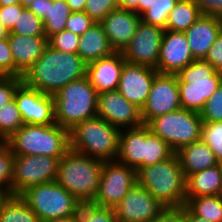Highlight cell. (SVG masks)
Returning <instances> with one entry per match:
<instances>
[{
    "label": "cell",
    "mask_w": 222,
    "mask_h": 222,
    "mask_svg": "<svg viewBox=\"0 0 222 222\" xmlns=\"http://www.w3.org/2000/svg\"><path fill=\"white\" fill-rule=\"evenodd\" d=\"M86 75L87 64L78 54L61 52L47 45L22 79L26 86L53 96L68 83Z\"/></svg>",
    "instance_id": "cell-1"
},
{
    "label": "cell",
    "mask_w": 222,
    "mask_h": 222,
    "mask_svg": "<svg viewBox=\"0 0 222 222\" xmlns=\"http://www.w3.org/2000/svg\"><path fill=\"white\" fill-rule=\"evenodd\" d=\"M137 183L166 208H181L186 203V177L176 153L162 162L139 168Z\"/></svg>",
    "instance_id": "cell-2"
},
{
    "label": "cell",
    "mask_w": 222,
    "mask_h": 222,
    "mask_svg": "<svg viewBox=\"0 0 222 222\" xmlns=\"http://www.w3.org/2000/svg\"><path fill=\"white\" fill-rule=\"evenodd\" d=\"M104 160L69 149L58 164L56 182L81 204L92 203L99 187Z\"/></svg>",
    "instance_id": "cell-3"
},
{
    "label": "cell",
    "mask_w": 222,
    "mask_h": 222,
    "mask_svg": "<svg viewBox=\"0 0 222 222\" xmlns=\"http://www.w3.org/2000/svg\"><path fill=\"white\" fill-rule=\"evenodd\" d=\"M98 92L88 76L74 80L53 95L55 122L70 131L77 124L97 116Z\"/></svg>",
    "instance_id": "cell-4"
},
{
    "label": "cell",
    "mask_w": 222,
    "mask_h": 222,
    "mask_svg": "<svg viewBox=\"0 0 222 222\" xmlns=\"http://www.w3.org/2000/svg\"><path fill=\"white\" fill-rule=\"evenodd\" d=\"M121 129L101 117L87 119L69 131L70 149L104 161H115Z\"/></svg>",
    "instance_id": "cell-5"
},
{
    "label": "cell",
    "mask_w": 222,
    "mask_h": 222,
    "mask_svg": "<svg viewBox=\"0 0 222 222\" xmlns=\"http://www.w3.org/2000/svg\"><path fill=\"white\" fill-rule=\"evenodd\" d=\"M6 143L14 155L61 158L70 149L69 131L58 124L21 126Z\"/></svg>",
    "instance_id": "cell-6"
},
{
    "label": "cell",
    "mask_w": 222,
    "mask_h": 222,
    "mask_svg": "<svg viewBox=\"0 0 222 222\" xmlns=\"http://www.w3.org/2000/svg\"><path fill=\"white\" fill-rule=\"evenodd\" d=\"M177 77L182 108L198 113L222 84V73L204 60H194Z\"/></svg>",
    "instance_id": "cell-7"
},
{
    "label": "cell",
    "mask_w": 222,
    "mask_h": 222,
    "mask_svg": "<svg viewBox=\"0 0 222 222\" xmlns=\"http://www.w3.org/2000/svg\"><path fill=\"white\" fill-rule=\"evenodd\" d=\"M41 222L78 214L81 203L56 181L32 186L20 195Z\"/></svg>",
    "instance_id": "cell-8"
},
{
    "label": "cell",
    "mask_w": 222,
    "mask_h": 222,
    "mask_svg": "<svg viewBox=\"0 0 222 222\" xmlns=\"http://www.w3.org/2000/svg\"><path fill=\"white\" fill-rule=\"evenodd\" d=\"M203 120L198 112L180 108L150 119L145 125L176 152L201 139Z\"/></svg>",
    "instance_id": "cell-9"
},
{
    "label": "cell",
    "mask_w": 222,
    "mask_h": 222,
    "mask_svg": "<svg viewBox=\"0 0 222 222\" xmlns=\"http://www.w3.org/2000/svg\"><path fill=\"white\" fill-rule=\"evenodd\" d=\"M60 159L45 155H14L12 195H21L32 186L55 181Z\"/></svg>",
    "instance_id": "cell-10"
},
{
    "label": "cell",
    "mask_w": 222,
    "mask_h": 222,
    "mask_svg": "<svg viewBox=\"0 0 222 222\" xmlns=\"http://www.w3.org/2000/svg\"><path fill=\"white\" fill-rule=\"evenodd\" d=\"M137 183V170L115 161H104L98 191L91 204L114 208Z\"/></svg>",
    "instance_id": "cell-11"
},
{
    "label": "cell",
    "mask_w": 222,
    "mask_h": 222,
    "mask_svg": "<svg viewBox=\"0 0 222 222\" xmlns=\"http://www.w3.org/2000/svg\"><path fill=\"white\" fill-rule=\"evenodd\" d=\"M180 108L182 106L177 74L158 73L152 82L147 101L141 109L143 124Z\"/></svg>",
    "instance_id": "cell-12"
},
{
    "label": "cell",
    "mask_w": 222,
    "mask_h": 222,
    "mask_svg": "<svg viewBox=\"0 0 222 222\" xmlns=\"http://www.w3.org/2000/svg\"><path fill=\"white\" fill-rule=\"evenodd\" d=\"M165 208L147 189L136 183L113 211L118 222H147Z\"/></svg>",
    "instance_id": "cell-13"
},
{
    "label": "cell",
    "mask_w": 222,
    "mask_h": 222,
    "mask_svg": "<svg viewBox=\"0 0 222 222\" xmlns=\"http://www.w3.org/2000/svg\"><path fill=\"white\" fill-rule=\"evenodd\" d=\"M164 30L141 21L130 43L121 52L124 60L156 68Z\"/></svg>",
    "instance_id": "cell-14"
},
{
    "label": "cell",
    "mask_w": 222,
    "mask_h": 222,
    "mask_svg": "<svg viewBox=\"0 0 222 222\" xmlns=\"http://www.w3.org/2000/svg\"><path fill=\"white\" fill-rule=\"evenodd\" d=\"M97 116L120 129L143 125L141 109L117 90L98 93Z\"/></svg>",
    "instance_id": "cell-15"
},
{
    "label": "cell",
    "mask_w": 222,
    "mask_h": 222,
    "mask_svg": "<svg viewBox=\"0 0 222 222\" xmlns=\"http://www.w3.org/2000/svg\"><path fill=\"white\" fill-rule=\"evenodd\" d=\"M14 98L24 124L53 125L56 123L52 95L44 94L22 83L16 90Z\"/></svg>",
    "instance_id": "cell-16"
},
{
    "label": "cell",
    "mask_w": 222,
    "mask_h": 222,
    "mask_svg": "<svg viewBox=\"0 0 222 222\" xmlns=\"http://www.w3.org/2000/svg\"><path fill=\"white\" fill-rule=\"evenodd\" d=\"M158 71L149 66L125 61L117 91L139 109L145 105L154 77Z\"/></svg>",
    "instance_id": "cell-17"
},
{
    "label": "cell",
    "mask_w": 222,
    "mask_h": 222,
    "mask_svg": "<svg viewBox=\"0 0 222 222\" xmlns=\"http://www.w3.org/2000/svg\"><path fill=\"white\" fill-rule=\"evenodd\" d=\"M194 60L184 32L164 30L155 68L158 73L178 74Z\"/></svg>",
    "instance_id": "cell-18"
},
{
    "label": "cell",
    "mask_w": 222,
    "mask_h": 222,
    "mask_svg": "<svg viewBox=\"0 0 222 222\" xmlns=\"http://www.w3.org/2000/svg\"><path fill=\"white\" fill-rule=\"evenodd\" d=\"M141 16L131 10L116 8L100 22L115 52H122L130 43L141 22Z\"/></svg>",
    "instance_id": "cell-19"
},
{
    "label": "cell",
    "mask_w": 222,
    "mask_h": 222,
    "mask_svg": "<svg viewBox=\"0 0 222 222\" xmlns=\"http://www.w3.org/2000/svg\"><path fill=\"white\" fill-rule=\"evenodd\" d=\"M14 62V76L23 77L32 65L42 56L48 45L46 36L8 35Z\"/></svg>",
    "instance_id": "cell-20"
},
{
    "label": "cell",
    "mask_w": 222,
    "mask_h": 222,
    "mask_svg": "<svg viewBox=\"0 0 222 222\" xmlns=\"http://www.w3.org/2000/svg\"><path fill=\"white\" fill-rule=\"evenodd\" d=\"M124 62L122 53L114 52L87 64V76L98 93L117 90Z\"/></svg>",
    "instance_id": "cell-21"
},
{
    "label": "cell",
    "mask_w": 222,
    "mask_h": 222,
    "mask_svg": "<svg viewBox=\"0 0 222 222\" xmlns=\"http://www.w3.org/2000/svg\"><path fill=\"white\" fill-rule=\"evenodd\" d=\"M221 28V18L201 15L192 26L184 31L191 53L196 60L205 58Z\"/></svg>",
    "instance_id": "cell-22"
},
{
    "label": "cell",
    "mask_w": 222,
    "mask_h": 222,
    "mask_svg": "<svg viewBox=\"0 0 222 222\" xmlns=\"http://www.w3.org/2000/svg\"><path fill=\"white\" fill-rule=\"evenodd\" d=\"M145 157V124L135 128L121 129L119 152L116 161L136 170L143 167Z\"/></svg>",
    "instance_id": "cell-23"
},
{
    "label": "cell",
    "mask_w": 222,
    "mask_h": 222,
    "mask_svg": "<svg viewBox=\"0 0 222 222\" xmlns=\"http://www.w3.org/2000/svg\"><path fill=\"white\" fill-rule=\"evenodd\" d=\"M175 153L186 179L193 173L219 164L214 152L202 139L181 147Z\"/></svg>",
    "instance_id": "cell-24"
},
{
    "label": "cell",
    "mask_w": 222,
    "mask_h": 222,
    "mask_svg": "<svg viewBox=\"0 0 222 222\" xmlns=\"http://www.w3.org/2000/svg\"><path fill=\"white\" fill-rule=\"evenodd\" d=\"M222 195V163L191 174L186 179V197Z\"/></svg>",
    "instance_id": "cell-25"
},
{
    "label": "cell",
    "mask_w": 222,
    "mask_h": 222,
    "mask_svg": "<svg viewBox=\"0 0 222 222\" xmlns=\"http://www.w3.org/2000/svg\"><path fill=\"white\" fill-rule=\"evenodd\" d=\"M114 52L100 23H95L80 36L78 55L86 64L107 57Z\"/></svg>",
    "instance_id": "cell-26"
},
{
    "label": "cell",
    "mask_w": 222,
    "mask_h": 222,
    "mask_svg": "<svg viewBox=\"0 0 222 222\" xmlns=\"http://www.w3.org/2000/svg\"><path fill=\"white\" fill-rule=\"evenodd\" d=\"M201 15L198 6L193 0H178L169 13L165 30L184 32Z\"/></svg>",
    "instance_id": "cell-27"
},
{
    "label": "cell",
    "mask_w": 222,
    "mask_h": 222,
    "mask_svg": "<svg viewBox=\"0 0 222 222\" xmlns=\"http://www.w3.org/2000/svg\"><path fill=\"white\" fill-rule=\"evenodd\" d=\"M185 206L194 215L211 222H222V195L186 197Z\"/></svg>",
    "instance_id": "cell-28"
},
{
    "label": "cell",
    "mask_w": 222,
    "mask_h": 222,
    "mask_svg": "<svg viewBox=\"0 0 222 222\" xmlns=\"http://www.w3.org/2000/svg\"><path fill=\"white\" fill-rule=\"evenodd\" d=\"M0 222H41L20 195H11L3 205Z\"/></svg>",
    "instance_id": "cell-29"
},
{
    "label": "cell",
    "mask_w": 222,
    "mask_h": 222,
    "mask_svg": "<svg viewBox=\"0 0 222 222\" xmlns=\"http://www.w3.org/2000/svg\"><path fill=\"white\" fill-rule=\"evenodd\" d=\"M71 13L72 11L65 0H48L47 13L43 19L44 33L47 39L65 29Z\"/></svg>",
    "instance_id": "cell-30"
},
{
    "label": "cell",
    "mask_w": 222,
    "mask_h": 222,
    "mask_svg": "<svg viewBox=\"0 0 222 222\" xmlns=\"http://www.w3.org/2000/svg\"><path fill=\"white\" fill-rule=\"evenodd\" d=\"M175 152L159 136L152 134L145 125V157L143 167L162 162L170 158Z\"/></svg>",
    "instance_id": "cell-31"
},
{
    "label": "cell",
    "mask_w": 222,
    "mask_h": 222,
    "mask_svg": "<svg viewBox=\"0 0 222 222\" xmlns=\"http://www.w3.org/2000/svg\"><path fill=\"white\" fill-rule=\"evenodd\" d=\"M23 125L15 98L0 108V135L5 141Z\"/></svg>",
    "instance_id": "cell-32"
},
{
    "label": "cell",
    "mask_w": 222,
    "mask_h": 222,
    "mask_svg": "<svg viewBox=\"0 0 222 222\" xmlns=\"http://www.w3.org/2000/svg\"><path fill=\"white\" fill-rule=\"evenodd\" d=\"M10 34L22 36H45L43 20L28 9L18 12V19Z\"/></svg>",
    "instance_id": "cell-33"
},
{
    "label": "cell",
    "mask_w": 222,
    "mask_h": 222,
    "mask_svg": "<svg viewBox=\"0 0 222 222\" xmlns=\"http://www.w3.org/2000/svg\"><path fill=\"white\" fill-rule=\"evenodd\" d=\"M178 0H154L151 7L142 15L141 20L152 26L166 28L169 13Z\"/></svg>",
    "instance_id": "cell-34"
},
{
    "label": "cell",
    "mask_w": 222,
    "mask_h": 222,
    "mask_svg": "<svg viewBox=\"0 0 222 222\" xmlns=\"http://www.w3.org/2000/svg\"><path fill=\"white\" fill-rule=\"evenodd\" d=\"M201 139L214 152L219 163H222V121L203 122Z\"/></svg>",
    "instance_id": "cell-35"
},
{
    "label": "cell",
    "mask_w": 222,
    "mask_h": 222,
    "mask_svg": "<svg viewBox=\"0 0 222 222\" xmlns=\"http://www.w3.org/2000/svg\"><path fill=\"white\" fill-rule=\"evenodd\" d=\"M78 220L79 222H118L113 208L99 207L91 203L80 205Z\"/></svg>",
    "instance_id": "cell-36"
},
{
    "label": "cell",
    "mask_w": 222,
    "mask_h": 222,
    "mask_svg": "<svg viewBox=\"0 0 222 222\" xmlns=\"http://www.w3.org/2000/svg\"><path fill=\"white\" fill-rule=\"evenodd\" d=\"M80 35L63 30L48 38V45L58 51L78 54Z\"/></svg>",
    "instance_id": "cell-37"
},
{
    "label": "cell",
    "mask_w": 222,
    "mask_h": 222,
    "mask_svg": "<svg viewBox=\"0 0 222 222\" xmlns=\"http://www.w3.org/2000/svg\"><path fill=\"white\" fill-rule=\"evenodd\" d=\"M14 154L10 146L5 142L0 145V185L11 191L13 179Z\"/></svg>",
    "instance_id": "cell-38"
},
{
    "label": "cell",
    "mask_w": 222,
    "mask_h": 222,
    "mask_svg": "<svg viewBox=\"0 0 222 222\" xmlns=\"http://www.w3.org/2000/svg\"><path fill=\"white\" fill-rule=\"evenodd\" d=\"M199 114L203 122L222 121V84L205 102Z\"/></svg>",
    "instance_id": "cell-39"
},
{
    "label": "cell",
    "mask_w": 222,
    "mask_h": 222,
    "mask_svg": "<svg viewBox=\"0 0 222 222\" xmlns=\"http://www.w3.org/2000/svg\"><path fill=\"white\" fill-rule=\"evenodd\" d=\"M116 8H119L118 0H86L84 12L96 23H100L109 12Z\"/></svg>",
    "instance_id": "cell-40"
},
{
    "label": "cell",
    "mask_w": 222,
    "mask_h": 222,
    "mask_svg": "<svg viewBox=\"0 0 222 222\" xmlns=\"http://www.w3.org/2000/svg\"><path fill=\"white\" fill-rule=\"evenodd\" d=\"M96 22L84 11L72 12L67 19L65 30L83 35Z\"/></svg>",
    "instance_id": "cell-41"
},
{
    "label": "cell",
    "mask_w": 222,
    "mask_h": 222,
    "mask_svg": "<svg viewBox=\"0 0 222 222\" xmlns=\"http://www.w3.org/2000/svg\"><path fill=\"white\" fill-rule=\"evenodd\" d=\"M23 83L22 77L5 76L0 80V108L14 99L18 87Z\"/></svg>",
    "instance_id": "cell-42"
},
{
    "label": "cell",
    "mask_w": 222,
    "mask_h": 222,
    "mask_svg": "<svg viewBox=\"0 0 222 222\" xmlns=\"http://www.w3.org/2000/svg\"><path fill=\"white\" fill-rule=\"evenodd\" d=\"M0 72L5 76H14V62L8 38L0 40Z\"/></svg>",
    "instance_id": "cell-43"
},
{
    "label": "cell",
    "mask_w": 222,
    "mask_h": 222,
    "mask_svg": "<svg viewBox=\"0 0 222 222\" xmlns=\"http://www.w3.org/2000/svg\"><path fill=\"white\" fill-rule=\"evenodd\" d=\"M203 60L212 65L217 72L222 73V28L218 33L215 43L208 50Z\"/></svg>",
    "instance_id": "cell-44"
},
{
    "label": "cell",
    "mask_w": 222,
    "mask_h": 222,
    "mask_svg": "<svg viewBox=\"0 0 222 222\" xmlns=\"http://www.w3.org/2000/svg\"><path fill=\"white\" fill-rule=\"evenodd\" d=\"M24 7L20 4L0 7V17L5 28L10 31L18 19V12H22Z\"/></svg>",
    "instance_id": "cell-45"
},
{
    "label": "cell",
    "mask_w": 222,
    "mask_h": 222,
    "mask_svg": "<svg viewBox=\"0 0 222 222\" xmlns=\"http://www.w3.org/2000/svg\"><path fill=\"white\" fill-rule=\"evenodd\" d=\"M202 15L214 16L222 19V0H193Z\"/></svg>",
    "instance_id": "cell-46"
},
{
    "label": "cell",
    "mask_w": 222,
    "mask_h": 222,
    "mask_svg": "<svg viewBox=\"0 0 222 222\" xmlns=\"http://www.w3.org/2000/svg\"><path fill=\"white\" fill-rule=\"evenodd\" d=\"M48 9V0H34L28 8L36 16L42 20L45 18Z\"/></svg>",
    "instance_id": "cell-47"
},
{
    "label": "cell",
    "mask_w": 222,
    "mask_h": 222,
    "mask_svg": "<svg viewBox=\"0 0 222 222\" xmlns=\"http://www.w3.org/2000/svg\"><path fill=\"white\" fill-rule=\"evenodd\" d=\"M179 212L180 208H165L154 219L147 222H171Z\"/></svg>",
    "instance_id": "cell-48"
},
{
    "label": "cell",
    "mask_w": 222,
    "mask_h": 222,
    "mask_svg": "<svg viewBox=\"0 0 222 222\" xmlns=\"http://www.w3.org/2000/svg\"><path fill=\"white\" fill-rule=\"evenodd\" d=\"M180 211L186 217L187 222H211L207 219L194 215L185 205L180 208Z\"/></svg>",
    "instance_id": "cell-49"
},
{
    "label": "cell",
    "mask_w": 222,
    "mask_h": 222,
    "mask_svg": "<svg viewBox=\"0 0 222 222\" xmlns=\"http://www.w3.org/2000/svg\"><path fill=\"white\" fill-rule=\"evenodd\" d=\"M72 12L84 11L86 0H65Z\"/></svg>",
    "instance_id": "cell-50"
},
{
    "label": "cell",
    "mask_w": 222,
    "mask_h": 222,
    "mask_svg": "<svg viewBox=\"0 0 222 222\" xmlns=\"http://www.w3.org/2000/svg\"><path fill=\"white\" fill-rule=\"evenodd\" d=\"M119 8L134 11L139 4V0H118Z\"/></svg>",
    "instance_id": "cell-51"
},
{
    "label": "cell",
    "mask_w": 222,
    "mask_h": 222,
    "mask_svg": "<svg viewBox=\"0 0 222 222\" xmlns=\"http://www.w3.org/2000/svg\"><path fill=\"white\" fill-rule=\"evenodd\" d=\"M154 0H139L138 7L134 10L139 16H141L148 8L151 7V4Z\"/></svg>",
    "instance_id": "cell-52"
},
{
    "label": "cell",
    "mask_w": 222,
    "mask_h": 222,
    "mask_svg": "<svg viewBox=\"0 0 222 222\" xmlns=\"http://www.w3.org/2000/svg\"><path fill=\"white\" fill-rule=\"evenodd\" d=\"M11 195L12 193L10 190L0 185V213L2 211L3 205L5 204V202L9 199Z\"/></svg>",
    "instance_id": "cell-53"
},
{
    "label": "cell",
    "mask_w": 222,
    "mask_h": 222,
    "mask_svg": "<svg viewBox=\"0 0 222 222\" xmlns=\"http://www.w3.org/2000/svg\"><path fill=\"white\" fill-rule=\"evenodd\" d=\"M47 222H79V220H78V214H77L74 216H70V217H66V218H58V219L50 220Z\"/></svg>",
    "instance_id": "cell-54"
},
{
    "label": "cell",
    "mask_w": 222,
    "mask_h": 222,
    "mask_svg": "<svg viewBox=\"0 0 222 222\" xmlns=\"http://www.w3.org/2000/svg\"><path fill=\"white\" fill-rule=\"evenodd\" d=\"M9 31L5 28L0 17V40L7 39Z\"/></svg>",
    "instance_id": "cell-55"
},
{
    "label": "cell",
    "mask_w": 222,
    "mask_h": 222,
    "mask_svg": "<svg viewBox=\"0 0 222 222\" xmlns=\"http://www.w3.org/2000/svg\"><path fill=\"white\" fill-rule=\"evenodd\" d=\"M20 0H0V7L19 4Z\"/></svg>",
    "instance_id": "cell-56"
},
{
    "label": "cell",
    "mask_w": 222,
    "mask_h": 222,
    "mask_svg": "<svg viewBox=\"0 0 222 222\" xmlns=\"http://www.w3.org/2000/svg\"><path fill=\"white\" fill-rule=\"evenodd\" d=\"M171 222H187L186 217L181 213V211L171 220Z\"/></svg>",
    "instance_id": "cell-57"
},
{
    "label": "cell",
    "mask_w": 222,
    "mask_h": 222,
    "mask_svg": "<svg viewBox=\"0 0 222 222\" xmlns=\"http://www.w3.org/2000/svg\"><path fill=\"white\" fill-rule=\"evenodd\" d=\"M34 0H20L19 4L24 7V9H28Z\"/></svg>",
    "instance_id": "cell-58"
},
{
    "label": "cell",
    "mask_w": 222,
    "mask_h": 222,
    "mask_svg": "<svg viewBox=\"0 0 222 222\" xmlns=\"http://www.w3.org/2000/svg\"><path fill=\"white\" fill-rule=\"evenodd\" d=\"M6 141L0 135V145L4 144Z\"/></svg>",
    "instance_id": "cell-59"
},
{
    "label": "cell",
    "mask_w": 222,
    "mask_h": 222,
    "mask_svg": "<svg viewBox=\"0 0 222 222\" xmlns=\"http://www.w3.org/2000/svg\"><path fill=\"white\" fill-rule=\"evenodd\" d=\"M4 77H5V75L0 72V80Z\"/></svg>",
    "instance_id": "cell-60"
}]
</instances>
